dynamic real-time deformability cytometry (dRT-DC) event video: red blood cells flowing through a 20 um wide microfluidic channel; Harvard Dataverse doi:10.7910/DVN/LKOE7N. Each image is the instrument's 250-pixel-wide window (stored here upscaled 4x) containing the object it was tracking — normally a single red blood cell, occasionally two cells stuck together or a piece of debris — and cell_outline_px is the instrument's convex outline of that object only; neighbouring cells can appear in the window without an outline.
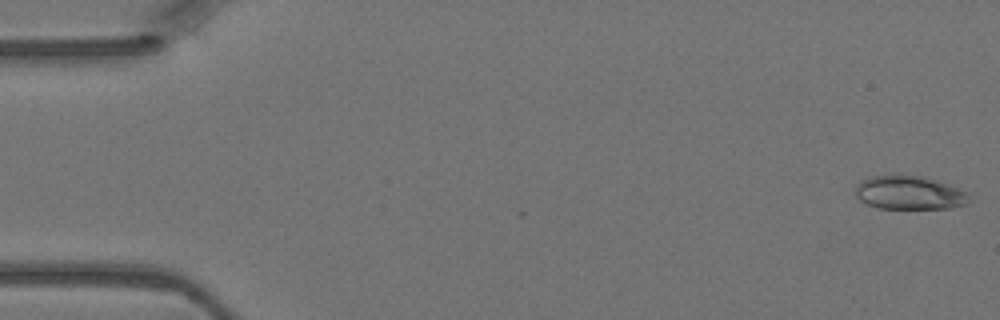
{"species": "Egyptian fruit bat (a non-hibernating species)", "species_latin": "Rousettus aegyptiacus", "temperature_condition": "warm", "stored_images_in_passage": 5, "camera_frame_rate_fps": 3000, "um_per_image_px": 0.085, "animal": {"sex": "female"}, "frame": {"image": 1, "passage_image": 1, "time_ms": 0.0, "image_size_px": [1000, 320], "cell_outline_px": [[968, 204], [952, 208], [876, 208], [864, 204], [856, 196], [856, 184], [860, 180], [872, 176], [892, 172], [924, 176], [936, 180], [956, 188], [964, 192], [968, 196]], "centroid_in_image_um": [77.2, 16.35], "position_along_channel_um": 7.8, "area_um2": 22.77}}
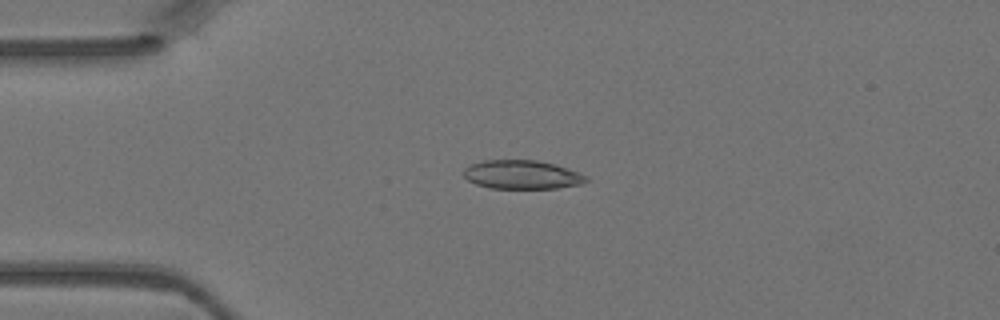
{"frame": {"image": 2, "passage_image": 3, "time_ms": 0.667, "image_size_px": [1000, 320], "cell_outline_px": [[588, 180], [580, 184], [556, 188], [488, 188], [476, 184], [468, 180], [464, 176], [464, 168], [472, 164], [484, 160], [536, 160], [556, 164], [588, 176]], "centroid_in_image_um": [44.36, 14.84], "position_along_channel_um": 40.6, "area_um2": 20.46}}
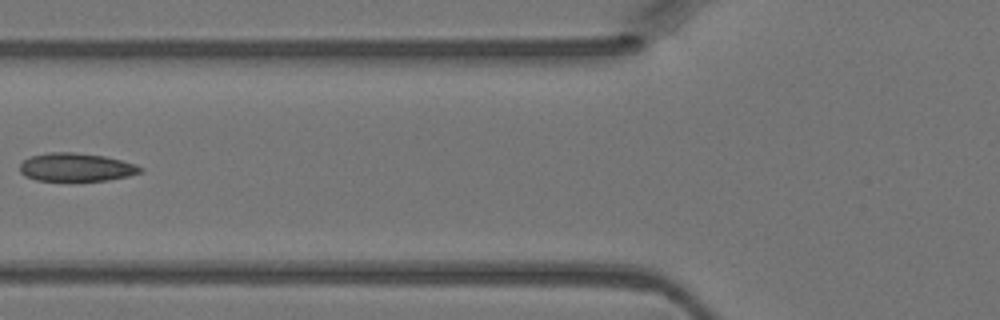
{"frame": {"image": 3, "passage_image": 5, "time_ms": 1.333, "image_size_px": [1000, 320], "cell_outline_px": [[144, 168], [140, 172], [128, 176], [108, 180], [36, 180], [24, 176], [20, 172], [20, 164], [24, 160], [32, 156], [52, 152], [72, 152], [104, 156], [136, 164]], "centroid_in_image_um": [6.47, 14.21], "position_along_channel_um": 119.3, "area_um2": 19.59}}